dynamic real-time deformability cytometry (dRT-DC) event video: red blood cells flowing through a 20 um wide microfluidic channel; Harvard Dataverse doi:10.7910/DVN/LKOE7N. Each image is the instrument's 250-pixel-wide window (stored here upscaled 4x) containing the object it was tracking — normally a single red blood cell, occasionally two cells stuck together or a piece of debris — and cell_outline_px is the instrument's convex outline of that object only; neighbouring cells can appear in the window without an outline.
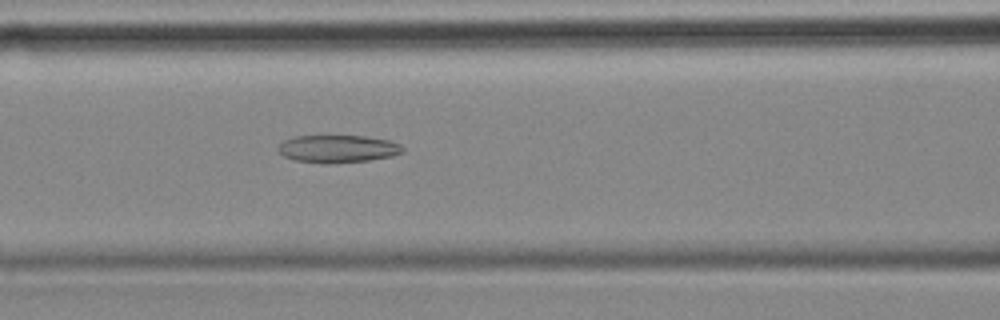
{"species": "common noctule bat (a hibernating species)", "species_latin": "Nyctalus noctula", "temperature_condition": "cold", "stored_images_in_passage": 56, "camera_frame_rate_fps": 3000, "um_per_image_px": 0.085, "animal": {"sex": "female", "body_mass_g": 18.4}, "frame": {"image": 1, "passage_image": 23, "time_ms": 7.333, "image_size_px": [1000, 320], "cell_outline_px": [[404, 152], [392, 156], [368, 160], [324, 164], [296, 160], [284, 156], [276, 148], [284, 140], [292, 136], [364, 136], [388, 140], [400, 144], [404, 148]], "centroid_in_image_um": [28.71, 12.64], "position_along_channel_um": 137.9, "area_um2": 20.0}}
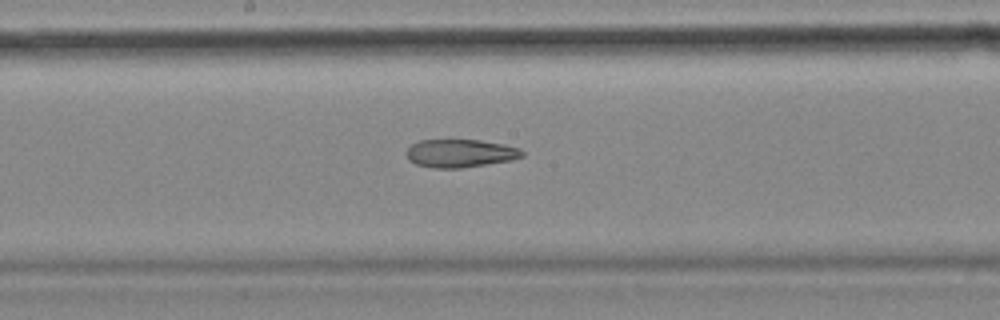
{"frame": {"image": 2, "passage_image": 29, "time_ms": 9.333, "image_size_px": [1000, 320], "cell_outline_px": [[524, 156], [512, 160], [460, 168], [432, 168], [416, 164], [408, 160], [408, 148], [412, 144], [420, 140], [480, 140], [504, 144], [520, 148], [524, 152]], "centroid_in_image_um": [39.15, 13.03], "position_along_channel_um": 209.1, "area_um2": 18.9}}
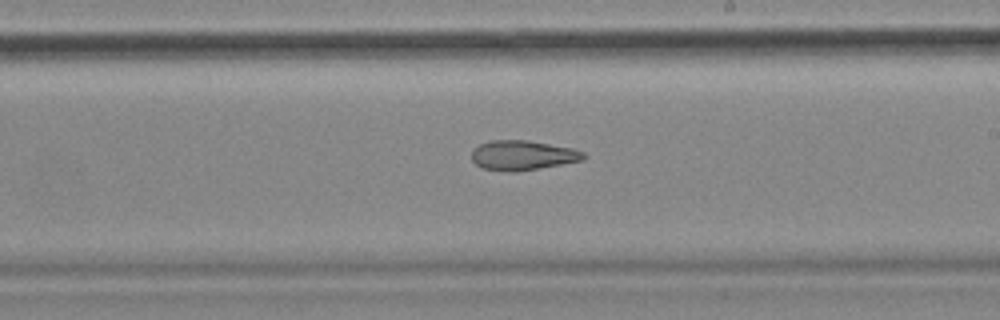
{"frame": {"image": 3, "passage_image": 32, "time_ms": 10.333, "image_size_px": [1000, 320], "cell_outline_px": [[588, 156], [584, 160], [516, 172], [512, 172], [480, 168], [472, 160], [472, 148], [488, 140], [528, 140], [572, 148], [584, 152]], "centroid_in_image_um": [44.41, 13.19], "position_along_channel_um": 244.6, "area_um2": 19.54}, "authors_computed_cell_mechanics": {"area_um2": 23.0333, "velocity_mm_per_s": 3.5816, "shape_relaxation_time_tau1_ms": null, "shape_relaxation_time_tau2_ms": 4.3454, "deformation_change_tau1": null, "deformation_change_tau2": 0.1353}}